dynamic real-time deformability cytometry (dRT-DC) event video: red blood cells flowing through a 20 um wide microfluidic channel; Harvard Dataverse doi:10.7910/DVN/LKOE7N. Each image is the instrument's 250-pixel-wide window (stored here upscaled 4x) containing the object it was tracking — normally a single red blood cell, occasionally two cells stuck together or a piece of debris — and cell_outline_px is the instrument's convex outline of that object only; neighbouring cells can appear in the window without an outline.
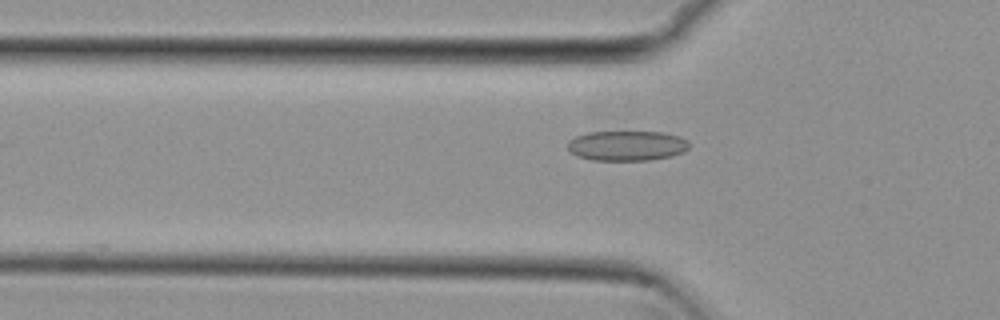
{"species": "common noctule bat (a hibernating species)", "species_latin": "Nyctalus noctula", "temperature_condition": "cold", "stored_images_in_passage": 43, "camera_frame_rate_fps": 3000, "um_per_image_px": 0.085, "animal": {"sex": "female", "body_mass_g": 29.2, "forearm_length_mm": 56.3}, "frame": {"image": 1, "passage_image": 7, "time_ms": 2.0, "image_size_px": [1000, 320], "cell_outline_px": [[688, 148], [684, 152], [672, 156], [648, 160], [592, 160], [576, 156], [568, 148], [568, 140], [576, 136], [588, 132], [664, 132], [680, 136], [688, 140]], "centroid_in_image_um": [53.3, 12.38], "position_along_channel_um": 72.5, "area_um2": 21.33}}
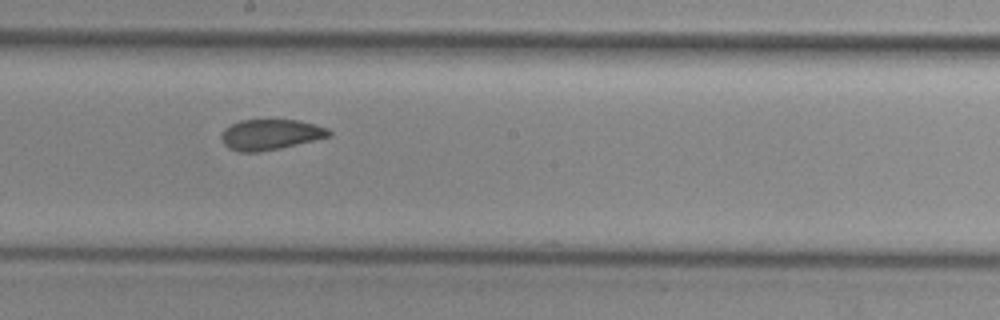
{"frame": {"image": 2, "passage_image": 19, "time_ms": 6.0, "image_size_px": [1000, 320], "cell_outline_px": [[332, 136], [280, 148], [256, 152], [240, 152], [228, 148], [224, 144], [220, 136], [224, 128], [240, 120], [300, 120], [328, 128], [332, 132]], "centroid_in_image_um": [22.99, 11.43], "position_along_channel_um": 225.2, "area_um2": 19.19}}
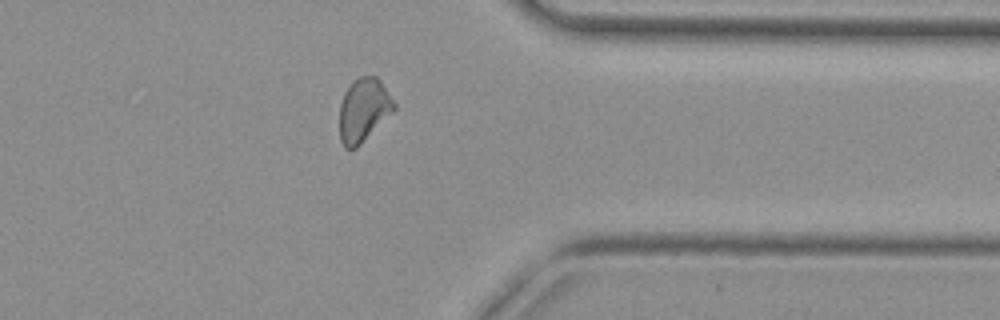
{"frame": {"image": 3, "passage_image": 32, "time_ms": 10.333, "image_size_px": [1000, 320], "cell_outline_px": [[396, 108], [356, 148], [344, 148], [340, 140], [340, 104], [344, 92], [352, 80], [360, 76], [376, 76], [380, 80], [396, 104]], "centroid_in_image_um": [30.89, 9.32], "position_along_channel_um": 380.5, "area_um2": 20.0}, "authors_computed_cell_mechanics": {"area_um2": 20.0566, "velocity_mm_per_s": 3.8016, "shape_relaxation_time_tau1_ms": null, "shape_relaxation_time_tau2_ms": 2.905, "deformation_change_tau1": null, "deformation_change_tau2": 0.0821}}